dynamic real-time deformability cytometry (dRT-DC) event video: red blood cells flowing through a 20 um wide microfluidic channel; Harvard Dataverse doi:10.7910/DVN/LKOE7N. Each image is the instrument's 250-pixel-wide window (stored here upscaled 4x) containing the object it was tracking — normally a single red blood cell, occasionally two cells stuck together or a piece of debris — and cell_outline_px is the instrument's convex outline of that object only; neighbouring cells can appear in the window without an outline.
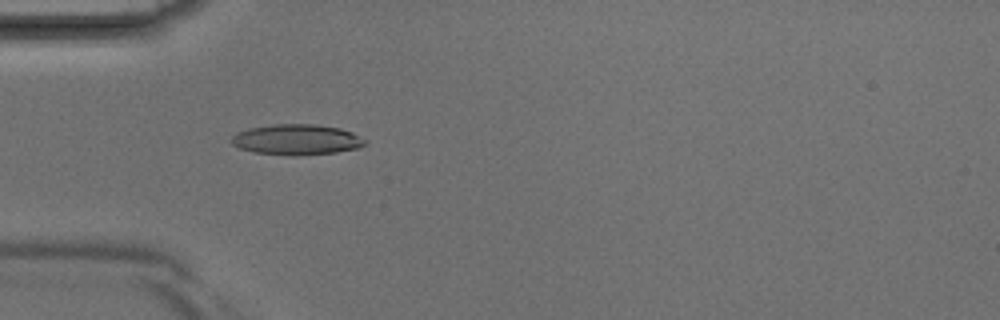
{"species": "Egyptian fruit bat (a non-hibernating species)", "species_latin": "Rousettus aegyptiacus", "temperature_condition": "room temperature", "stored_images_in_passage": 28, "camera_frame_rate_fps": 3000, "um_per_image_px": 0.085, "animal": {"sex": "male"}, "frame": {"image": 1, "passage_image": 1, "time_ms": 0.0, "image_size_px": [1000, 320], "cell_outline_px": [[368, 140], [360, 148], [336, 152], [296, 156], [292, 156], [252, 152], [240, 148], [232, 144], [232, 136], [236, 132], [248, 128], [272, 124], [316, 124], [340, 128], [352, 132]], "centroid_in_image_um": [25.22, 11.87], "position_along_channel_um": 59.8, "area_um2": 24.04}}
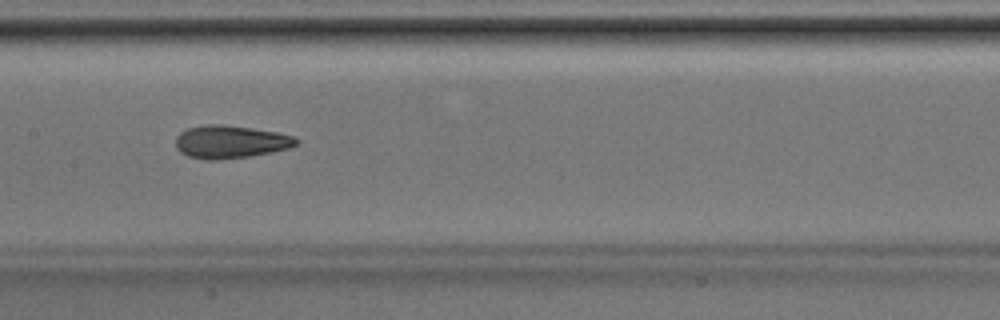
{"frame": {"image": 2, "passage_image": 9, "time_ms": 2.667, "image_size_px": [1000, 320], "cell_outline_px": [[300, 140], [296, 144], [288, 148], [272, 152], [248, 156], [216, 160], [208, 160], [188, 156], [180, 152], [176, 148], [176, 136], [180, 132], [188, 128], [204, 124], [220, 124], [252, 128], [276, 132], [296, 136]], "centroid_in_image_um": [19.58, 12.05], "position_along_channel_um": 187.8, "area_um2": 23.12}}
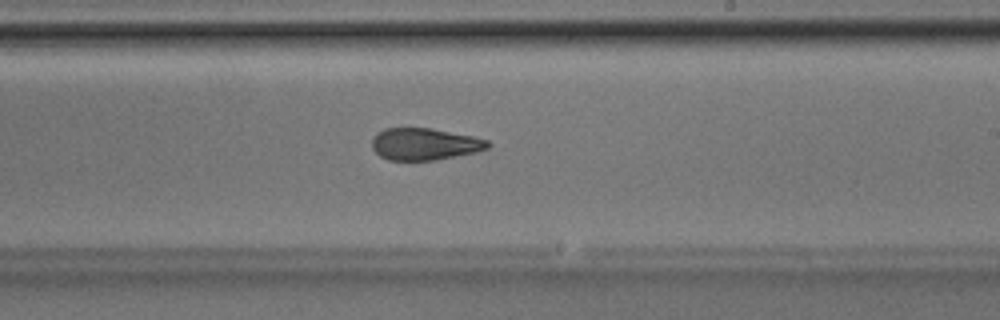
{"frame": {"image": 3, "passage_image": 13, "time_ms": 4.0, "image_size_px": [1000, 320], "cell_outline_px": [[492, 144], [488, 148], [476, 152], [436, 160], [388, 160], [380, 156], [372, 148], [372, 140], [376, 132], [384, 128], [432, 128], [472, 136], [488, 140]], "centroid_in_image_um": [36.09, 12.24], "position_along_channel_um": 252.9, "area_um2": 21.68}}